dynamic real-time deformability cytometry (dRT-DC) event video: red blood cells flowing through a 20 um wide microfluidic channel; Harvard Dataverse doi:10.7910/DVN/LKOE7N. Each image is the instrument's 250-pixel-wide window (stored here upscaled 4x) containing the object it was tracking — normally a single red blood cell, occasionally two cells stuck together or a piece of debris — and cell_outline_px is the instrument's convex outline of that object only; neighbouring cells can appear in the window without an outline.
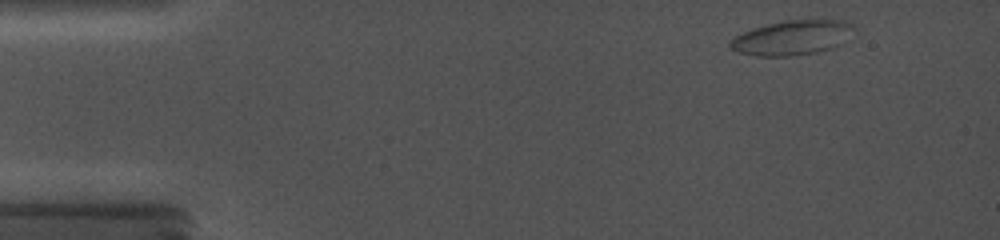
{"species": "common noctule bat (a hibernating species)", "species_latin": "Nyctalus noctula", "temperature_condition": "cold", "stored_images_in_passage": 41, "camera_frame_rate_fps": 5000, "um_per_image_px": 0.085, "animal": {"sex": "female", "body_mass_g": 19.0, "forearm_length_mm": 56.7}, "frame": {"image": 1, "passage_image": 4, "time_ms": 0.6, "image_size_px": [1000, 240], "cell_outline_px": [[852, 28], [840, 44], [832, 48], [816, 52], [788, 56], [756, 56], [740, 52], [732, 48], [728, 44], [736, 36], [752, 28], [784, 20], [844, 20], [852, 24]], "centroid_in_image_um": [67.29, 3.2], "position_along_channel_um": 17.7, "area_um2": 24.39}}
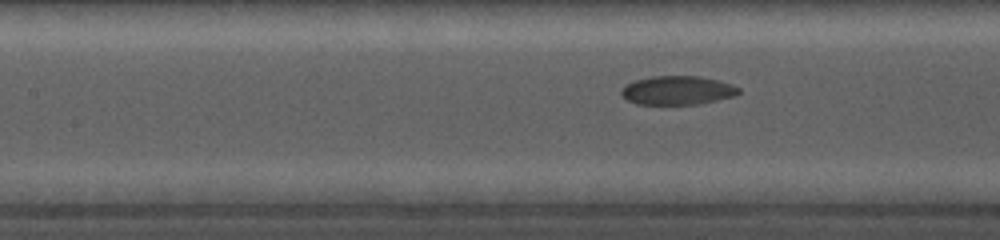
{"frame": {"image": 2, "passage_image": 33, "time_ms": 7.0, "image_size_px": [1000, 240], "cell_outline_px": [[740, 92], [736, 96], [696, 104], [636, 104], [628, 100], [620, 92], [624, 84], [636, 80], [652, 76], [700, 76], [732, 84], [740, 88]], "centroid_in_image_um": [57.59, 7.67], "position_along_channel_um": 149.8, "area_um2": 19.65}}
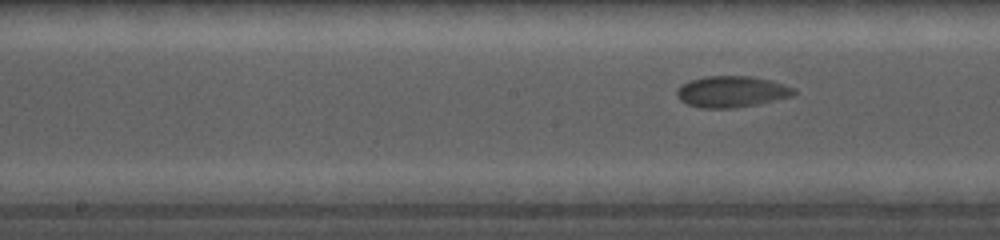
{"frame": {"image": 3, "passage_image": 38, "time_ms": 8.0, "image_size_px": [1000, 240], "cell_outline_px": [[796, 92], [792, 96], [760, 104], [736, 108], [700, 108], [688, 104], [680, 100], [676, 96], [676, 88], [692, 80], [704, 76], [752, 76], [768, 80], [796, 88]], "centroid_in_image_um": [62.19, 7.8], "position_along_channel_um": 186.0, "area_um2": 21.39}}